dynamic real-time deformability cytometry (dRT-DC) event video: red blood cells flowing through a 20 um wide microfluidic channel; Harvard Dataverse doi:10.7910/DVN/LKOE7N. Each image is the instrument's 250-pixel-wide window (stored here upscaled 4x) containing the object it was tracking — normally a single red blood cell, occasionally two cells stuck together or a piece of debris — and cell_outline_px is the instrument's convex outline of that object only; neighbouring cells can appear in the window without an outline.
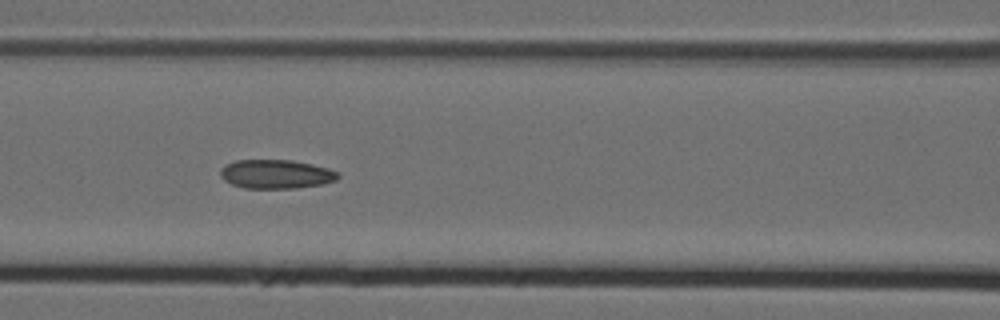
{"species": "Egyptian fruit bat (a non-hibernating species)", "species_latin": "Rousettus aegyptiacus", "temperature_condition": "cold", "stored_images_in_passage": 9, "camera_frame_rate_fps": 3000, "um_per_image_px": 0.085, "animal": {"sex": "female"}, "frame": {"image": 1, "passage_image": 6, "time_ms": 1.667, "image_size_px": [1000, 320], "cell_outline_px": [[340, 176], [336, 180], [324, 184], [296, 188], [244, 188], [232, 184], [224, 180], [220, 176], [220, 168], [236, 160], [292, 160], [312, 164], [328, 168], [340, 172]], "centroid_in_image_um": [23.49, 14.8], "position_along_channel_um": 143.1, "area_um2": 19.94}}
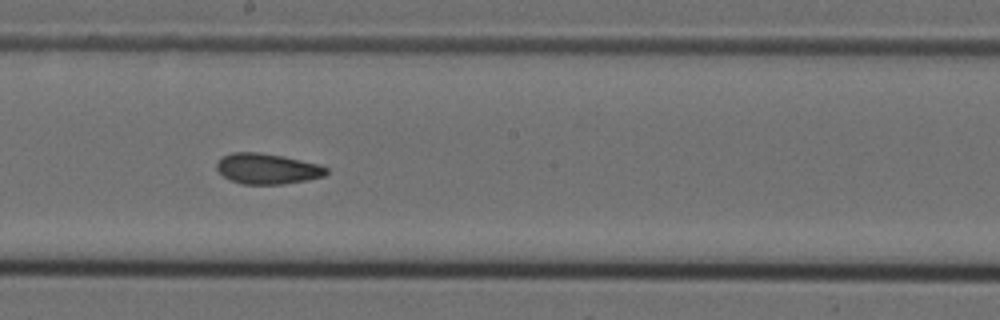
{"frame": {"image": 2, "passage_image": 8, "time_ms": 2.333, "image_size_px": [1000, 320], "cell_outline_px": [[328, 172], [324, 176], [308, 180], [284, 184], [240, 184], [224, 176], [216, 168], [216, 164], [224, 156], [232, 152], [260, 152], [284, 156], [320, 164], [328, 168]], "centroid_in_image_um": [22.76, 14.34], "position_along_channel_um": 225.4, "area_um2": 19.59}}
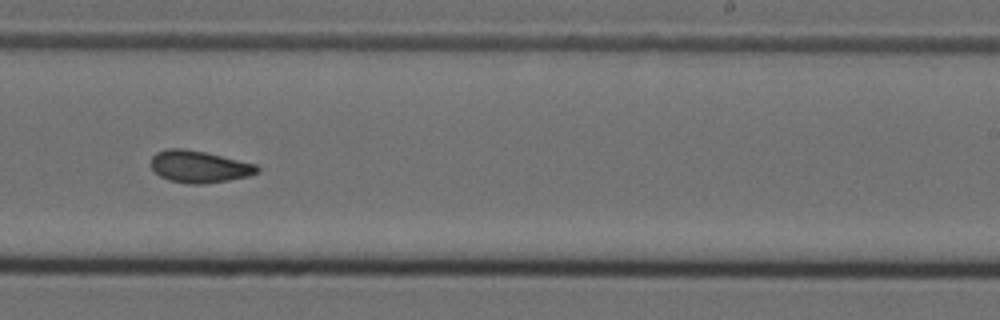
{"frame": {"image": 3, "passage_image": 9, "time_ms": 2.667, "image_size_px": [1000, 320], "cell_outline_px": [[260, 172], [248, 176], [228, 180], [200, 184], [188, 184], [168, 180], [160, 176], [152, 168], [152, 156], [156, 152], [168, 148], [184, 148], [204, 152], [256, 164], [260, 168]], "centroid_in_image_um": [16.93, 14.16], "position_along_channel_um": 272.1, "area_um2": 19.71}}